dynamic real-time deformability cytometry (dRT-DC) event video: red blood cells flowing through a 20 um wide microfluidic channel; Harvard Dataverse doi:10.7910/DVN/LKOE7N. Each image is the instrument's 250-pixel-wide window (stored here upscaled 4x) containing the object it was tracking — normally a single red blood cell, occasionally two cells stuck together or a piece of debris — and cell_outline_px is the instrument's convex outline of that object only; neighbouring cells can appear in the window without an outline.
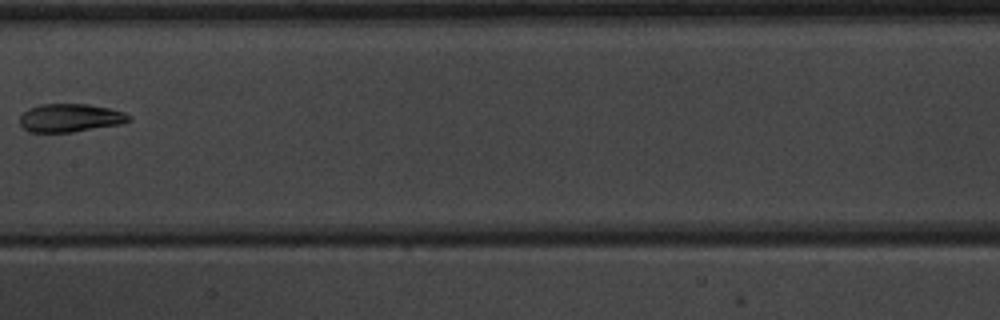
{"species": "common noctule bat (a hibernating species)", "species_latin": "Nyctalus noctula", "temperature_condition": "warm", "stored_images_in_passage": 4, "camera_frame_rate_fps": 3000, "um_per_image_px": 0.085, "animal": {"sex": "male", "body_mass_g": 20.1, "forearm_length_mm": 53.5}, "frame": {"image": 1, "passage_image": 4, "time_ms": 3.333, "image_size_px": [1000, 320], "cell_outline_px": [[132, 120], [120, 124], [72, 132], [32, 132], [24, 128], [20, 124], [20, 116], [28, 108], [40, 104], [88, 104], [108, 108], [124, 112], [132, 116]], "centroid_in_image_um": [5.98, 10.01], "position_along_channel_um": 201.4, "area_um2": 17.92}}